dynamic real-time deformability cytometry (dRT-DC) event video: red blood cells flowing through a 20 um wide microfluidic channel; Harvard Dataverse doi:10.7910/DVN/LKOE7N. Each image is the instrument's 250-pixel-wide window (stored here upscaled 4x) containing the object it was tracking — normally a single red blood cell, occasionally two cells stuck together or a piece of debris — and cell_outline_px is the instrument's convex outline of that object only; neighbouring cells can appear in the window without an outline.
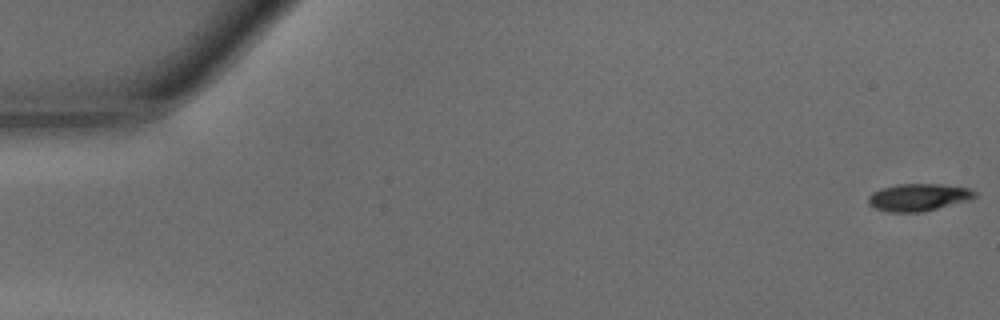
{"species": "common noctule bat (a hibernating species)", "species_latin": "Nyctalus noctula", "temperature_condition": "warm", "stored_images_in_passage": 9, "camera_frame_rate_fps": 3000, "um_per_image_px": 0.085, "animal": {"sex": "male", "body_mass_g": 15.6}, "frame": {"image": 1, "passage_image": 1, "time_ms": 0.0, "image_size_px": [1000, 320], "cell_outline_px": [[976, 196], [964, 200], [924, 212], [888, 212], [876, 208], [868, 204], [868, 196], [872, 192], [884, 188], [900, 184], [936, 184], [968, 188], [976, 192]], "centroid_in_image_um": [78.0, 16.77], "position_along_channel_um": 7.0, "area_um2": 16.53}}